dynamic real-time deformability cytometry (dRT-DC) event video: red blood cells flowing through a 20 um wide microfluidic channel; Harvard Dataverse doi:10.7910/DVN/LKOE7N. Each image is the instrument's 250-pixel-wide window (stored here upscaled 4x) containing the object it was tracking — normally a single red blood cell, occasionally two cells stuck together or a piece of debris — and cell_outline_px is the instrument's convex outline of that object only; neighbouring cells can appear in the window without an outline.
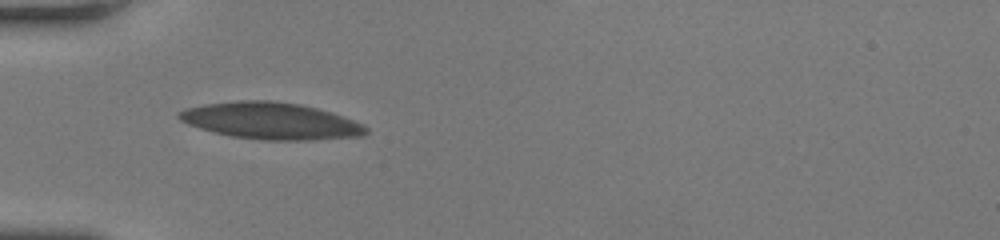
{"species": "human", "species_latin": "Homo sapiens", "temperature_condition": "room temperature", "stored_images_in_passage": 28, "camera_frame_rate_fps": 3000, "um_per_image_px": 0.085, "donor": {"sex": "female"}, "frame": {"image": 1, "passage_image": 1, "time_ms": 0.0, "image_size_px": [1000, 240], "cell_outline_px": [[368, 132], [364, 136], [316, 140], [264, 140], [232, 136], [200, 128], [188, 124], [180, 120], [176, 116], [176, 112], [184, 108], [204, 104], [240, 100], [268, 100], [300, 104], [332, 112], [344, 116], [364, 124], [368, 128]], "centroid_in_image_um": [23.05, 10.27], "position_along_channel_um": 62.0, "area_um2": 40.29}}
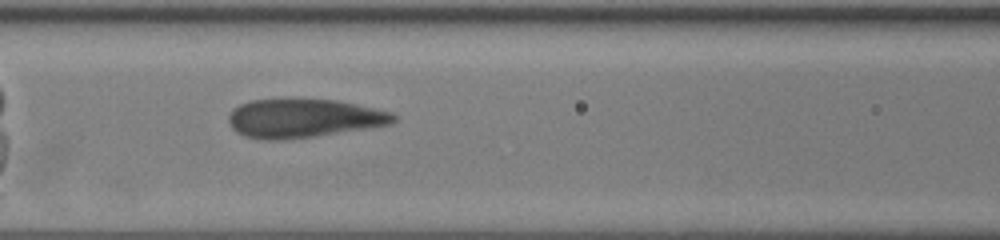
{"frame": {"image": 2, "passage_image": 8, "time_ms": 2.333, "image_size_px": [1000, 240], "cell_outline_px": [[396, 120], [392, 124], [368, 128], [316, 136], [284, 140], [264, 140], [244, 136], [236, 132], [232, 128], [228, 120], [228, 116], [232, 108], [240, 104], [252, 100], [336, 100], [376, 108], [392, 112], [396, 116]], "centroid_in_image_um": [25.8, 10.07], "position_along_channel_um": 140.8, "area_um2": 37.17}}
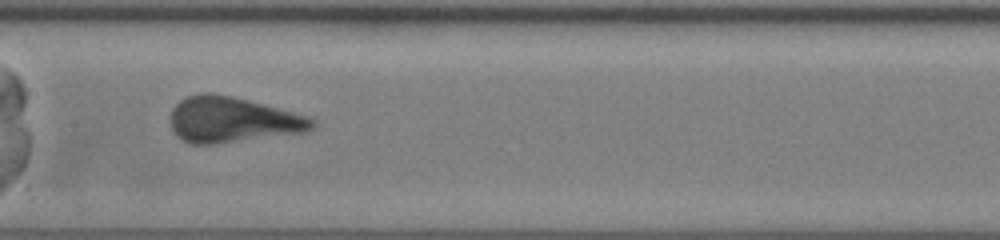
{"frame": {"image": 3, "passage_image": 12, "time_ms": 3.667, "image_size_px": [1000, 240], "cell_outline_px": [[316, 124], [312, 128], [304, 132], [212, 144], [188, 144], [176, 136], [172, 128], [172, 108], [180, 100], [188, 96], [204, 92], [212, 92], [232, 96], [308, 116], [316, 120]], "centroid_in_image_um": [19.73, 10.18], "position_along_channel_um": 187.7, "area_um2": 37.34}}